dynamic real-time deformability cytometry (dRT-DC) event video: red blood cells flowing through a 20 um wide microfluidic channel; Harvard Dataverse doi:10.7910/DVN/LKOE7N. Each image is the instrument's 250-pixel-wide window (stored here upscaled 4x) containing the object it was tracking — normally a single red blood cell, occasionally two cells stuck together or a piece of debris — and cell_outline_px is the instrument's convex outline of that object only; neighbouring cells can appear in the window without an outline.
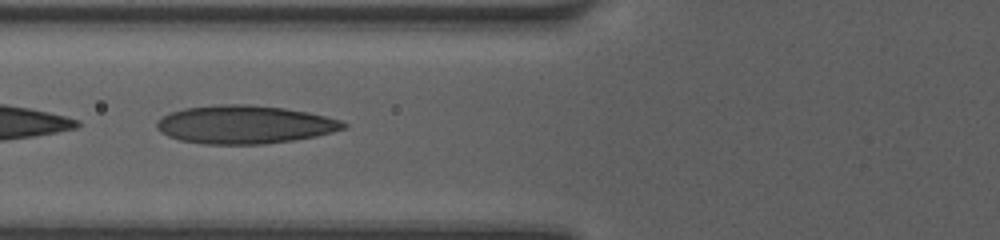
{"species": "human", "species_latin": "Homo sapiens", "temperature_condition": "room temperature", "stored_images_in_passage": 34, "camera_frame_rate_fps": 3000, "um_per_image_px": 0.085, "donor": {"sex": "female"}, "frame": {"image": 1, "passage_image": 5, "time_ms": 1.333, "image_size_px": [1000, 240], "cell_outline_px": [[348, 128], [316, 136], [296, 140], [264, 144], [204, 144], [180, 140], [168, 136], [160, 132], [156, 128], [156, 120], [172, 112], [184, 108], [220, 104], [248, 104], [284, 108], [308, 112], [340, 120], [348, 124]], "centroid_in_image_um": [20.8, 10.59], "position_along_channel_um": 105.0, "area_um2": 41.73}}
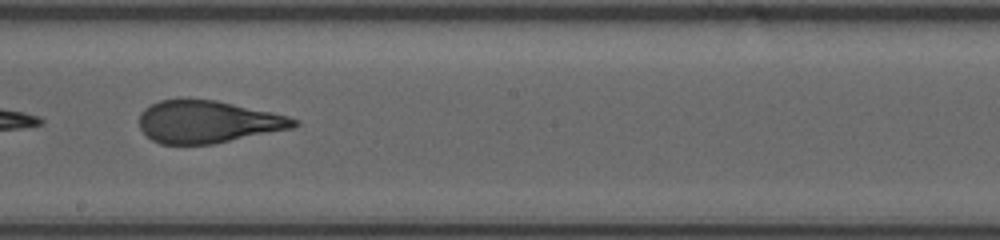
{"frame": {"image": 2, "passage_image": 14, "time_ms": 4.333, "image_size_px": [1000, 240], "cell_outline_px": [[300, 124], [292, 128], [212, 144], [160, 144], [152, 140], [140, 128], [140, 112], [144, 108], [160, 100], [216, 100], [288, 116], [300, 120]], "centroid_in_image_um": [17.66, 10.36], "position_along_channel_um": 230.5, "area_um2": 37.74}}
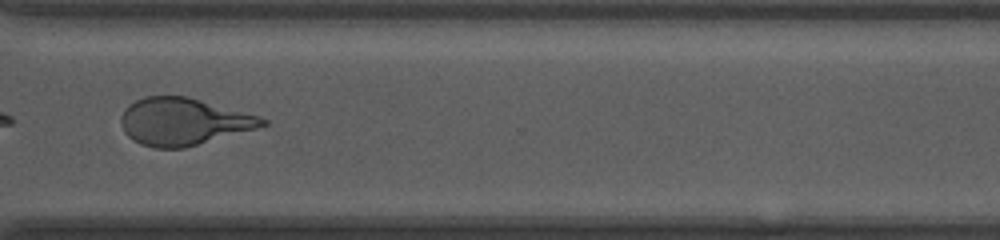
{"frame": {"image": 3, "passage_image": 23, "time_ms": 7.333, "image_size_px": [1000, 240], "cell_outline_px": [[268, 124], [256, 128], [184, 148], [152, 148], [140, 144], [128, 136], [124, 132], [120, 120], [120, 116], [124, 108], [128, 104], [136, 100], [148, 96], [188, 96], [260, 116], [268, 120]], "centroid_in_image_um": [15.56, 10.33], "position_along_channel_um": 355.0, "area_um2": 38.84}, "authors_computed_cell_mechanics": {"area_um2": 39.3618, "velocity_mm_per_s": 4.1673, "shape_relaxation_time_tau1_ms": 8.9569, "shape_relaxation_time_tau2_ms": 0.7857, "deformation_change_tau1": 0.287, "deformation_change_tau2": 0.0917}}